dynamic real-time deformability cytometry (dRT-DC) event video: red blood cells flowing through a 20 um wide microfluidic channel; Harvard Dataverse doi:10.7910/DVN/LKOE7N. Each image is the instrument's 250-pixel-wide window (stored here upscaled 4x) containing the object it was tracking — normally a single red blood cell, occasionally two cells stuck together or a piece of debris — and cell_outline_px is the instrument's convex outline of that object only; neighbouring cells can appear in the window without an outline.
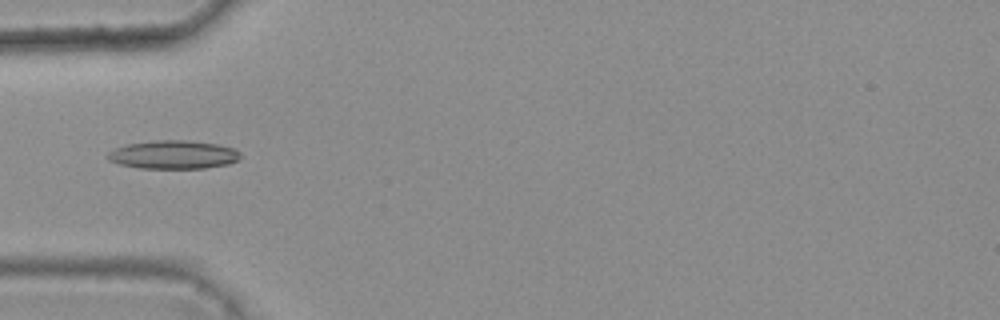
{"species": "common noctule bat (a hibernating species)", "species_latin": "Nyctalus noctula", "temperature_condition": "warm", "stored_images_in_passage": 6, "camera_frame_rate_fps": 3000, "um_per_image_px": 0.085, "animal": {"sex": "female", "body_mass_g": 25.1}, "frame": {"image": 1, "passage_image": 3, "time_ms": 0.667, "image_size_px": [1000, 320], "cell_outline_px": [[240, 160], [228, 164], [204, 168], [140, 168], [120, 164], [108, 160], [108, 152], [116, 148], [128, 144], [152, 140], [188, 140], [216, 144], [232, 148], [240, 152]], "centroid_in_image_um": [14.75, 13.14], "position_along_channel_um": 70.2, "area_um2": 21.91}}
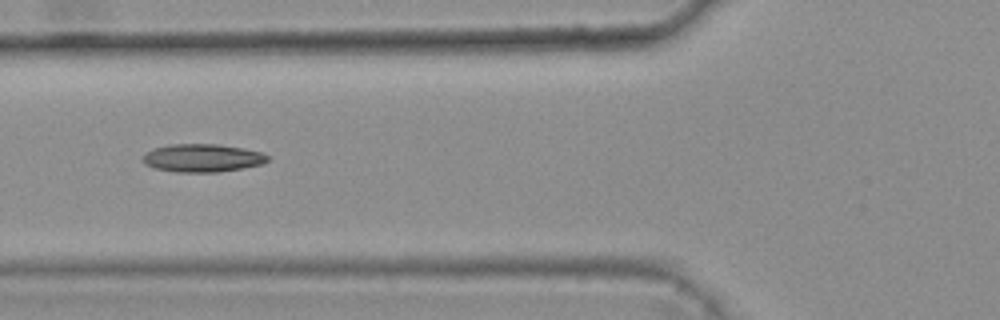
{"frame": {"image": 2, "passage_image": 4, "time_ms": 1.0, "image_size_px": [1000, 320], "cell_outline_px": [[268, 160], [260, 164], [244, 168], [220, 172], [176, 172], [152, 168], [144, 164], [144, 156], [152, 148], [168, 144], [216, 144], [244, 148], [260, 152], [268, 156]], "centroid_in_image_um": [17.18, 13.43], "position_along_channel_um": 108.6, "area_um2": 20.4}}
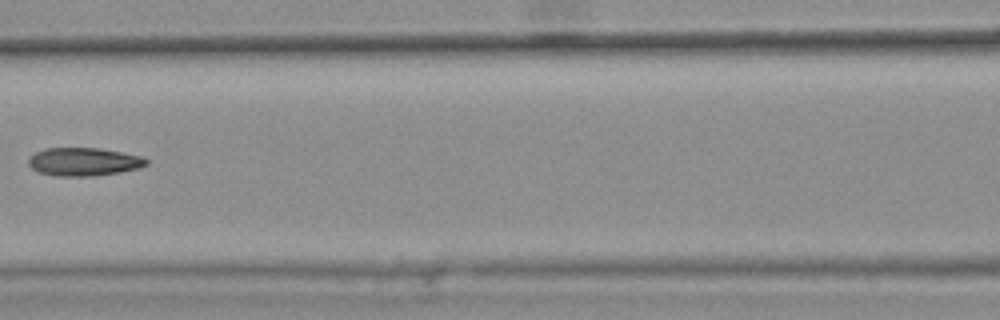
{"frame": {"image": 3, "passage_image": 5, "time_ms": 1.333, "image_size_px": [1000, 320], "cell_outline_px": [[148, 164], [140, 168], [120, 172], [92, 176], [56, 176], [36, 172], [28, 164], [28, 160], [36, 152], [44, 148], [100, 148], [140, 156], [148, 160]], "centroid_in_image_um": [7.11, 13.75], "position_along_channel_um": 159.5, "area_um2": 19.36}}